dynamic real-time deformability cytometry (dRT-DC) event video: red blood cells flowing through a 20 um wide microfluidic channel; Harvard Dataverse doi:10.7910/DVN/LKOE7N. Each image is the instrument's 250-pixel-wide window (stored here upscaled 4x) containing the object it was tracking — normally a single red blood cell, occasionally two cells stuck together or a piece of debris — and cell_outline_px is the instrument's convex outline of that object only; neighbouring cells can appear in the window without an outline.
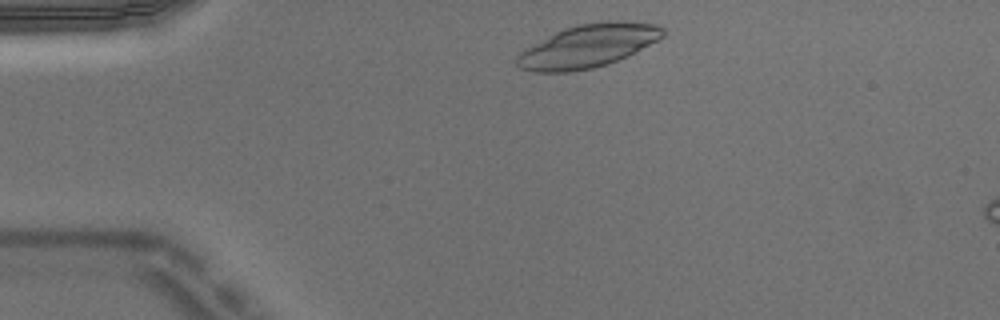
{"species": "Egyptian fruit bat (a non-hibernating species)", "species_latin": "Rousettus aegyptiacus", "temperature_condition": "warm", "stored_images_in_passage": 5, "camera_frame_rate_fps": 3000, "um_per_image_px": 0.085, "animal": {"sex": "male"}, "frame": {"image": 1, "passage_image": 5, "time_ms": 1.333, "image_size_px": [1000, 320], "cell_outline_px": [[664, 36], [628, 56], [608, 64], [592, 68], [568, 72], [532, 72], [520, 68], [516, 64], [516, 56], [520, 52], [556, 32], [564, 28], [576, 24], [616, 20], [656, 24], [664, 28]], "centroid_in_image_um": [49.99, 3.91], "position_along_channel_um": 35.0, "area_um2": 36.41}}